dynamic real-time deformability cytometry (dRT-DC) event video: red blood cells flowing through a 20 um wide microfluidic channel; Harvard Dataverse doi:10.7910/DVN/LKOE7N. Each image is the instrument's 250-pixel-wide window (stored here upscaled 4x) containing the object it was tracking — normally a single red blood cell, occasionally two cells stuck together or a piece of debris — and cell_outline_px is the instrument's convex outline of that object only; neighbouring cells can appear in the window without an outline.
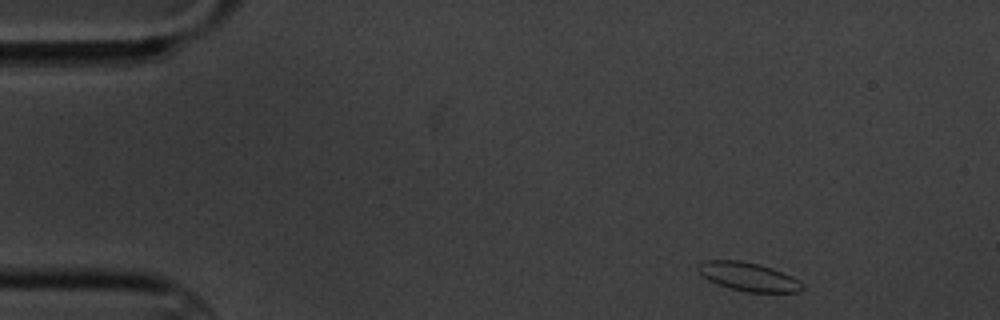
{"species": "common noctule bat (a hibernating species)", "species_latin": "Nyctalus noctula", "temperature_condition": "cold", "stored_images_in_passage": 5, "camera_frame_rate_fps": 3000, "um_per_image_px": 0.085, "animal": {"sex": "male", "body_mass_g": 20.1, "forearm_length_mm": 53.5}, "frame": {"image": 1, "passage_image": 1, "time_ms": 0.0, "image_size_px": [1000, 320], "cell_outline_px": [[804, 288], [800, 292], [748, 292], [716, 284], [708, 280], [696, 268], [696, 264], [704, 260], [740, 260], [760, 264], [772, 268], [792, 276]], "centroid_in_image_um": [63.57, 23.5], "position_along_channel_um": 21.4, "area_um2": 17.28}}
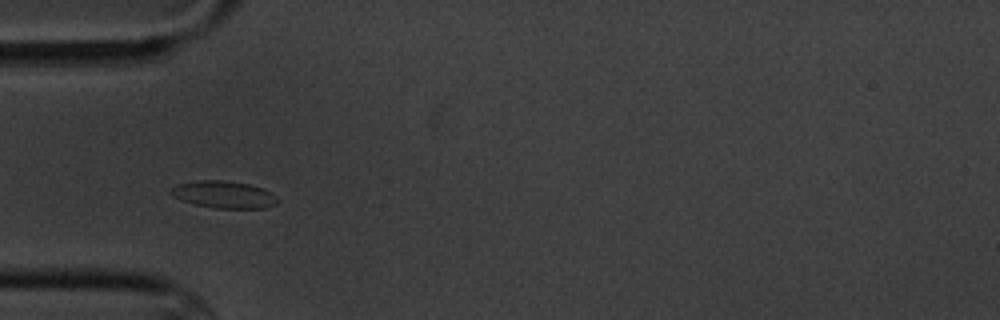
{"frame": {"image": 2, "passage_image": 4, "time_ms": 3.667, "image_size_px": [1000, 320], "cell_outline_px": [[280, 200], [276, 204], [264, 208], [216, 208], [196, 204], [172, 196], [168, 192], [176, 184], [196, 180], [220, 180], [248, 184], [264, 188], [272, 192]], "centroid_in_image_um": [19.05, 16.53], "position_along_channel_um": 65.9, "area_um2": 16.88}}
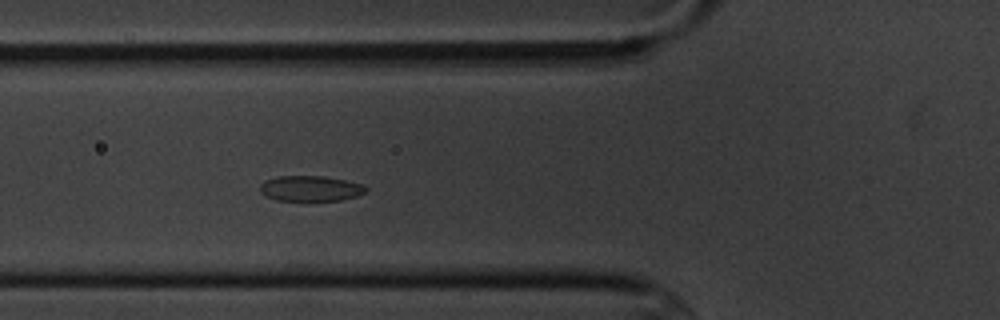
{"frame": {"image": 3, "passage_image": 5, "time_ms": 4.667, "image_size_px": [1000, 320], "cell_outline_px": [[368, 188], [364, 192], [356, 196], [340, 200], [276, 200], [260, 192], [260, 184], [264, 180], [276, 176], [324, 176], [364, 184]], "centroid_in_image_um": [26.38, 16.0], "position_along_channel_um": 99.4, "area_um2": 15.61}}